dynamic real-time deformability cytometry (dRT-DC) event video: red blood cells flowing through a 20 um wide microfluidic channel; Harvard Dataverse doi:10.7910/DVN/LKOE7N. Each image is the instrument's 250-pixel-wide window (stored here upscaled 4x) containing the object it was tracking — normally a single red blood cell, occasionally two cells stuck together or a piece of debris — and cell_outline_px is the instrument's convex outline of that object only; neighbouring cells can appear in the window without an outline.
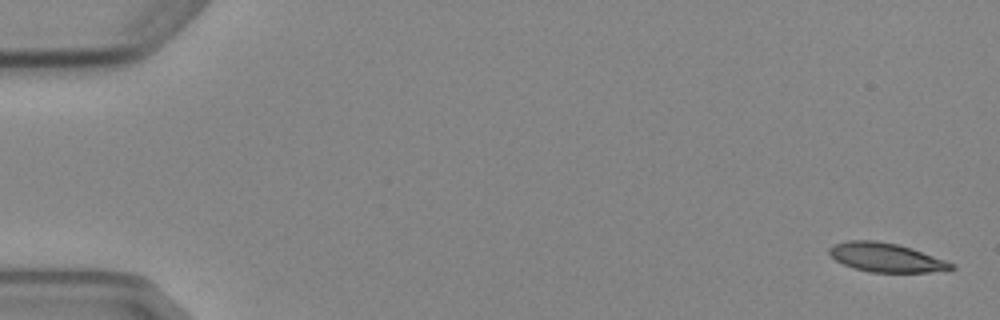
{"species": "Egyptian fruit bat (a non-hibernating species)", "species_latin": "Rousettus aegyptiacus", "temperature_condition": "cold", "stored_images_in_passage": 6, "camera_frame_rate_fps": 3000, "um_per_image_px": 0.085, "animal": {"sex": "female"}, "frame": {"image": 1, "passage_image": 1, "time_ms": 0.0, "image_size_px": [1000, 320], "cell_outline_px": [[956, 268], [948, 272], [868, 272], [844, 264], [836, 260], [828, 252], [828, 248], [832, 244], [848, 240], [876, 240], [896, 244], [912, 248], [956, 264]], "centroid_in_image_um": [75.37, 21.89], "position_along_channel_um": 9.6, "area_um2": 20.81}}
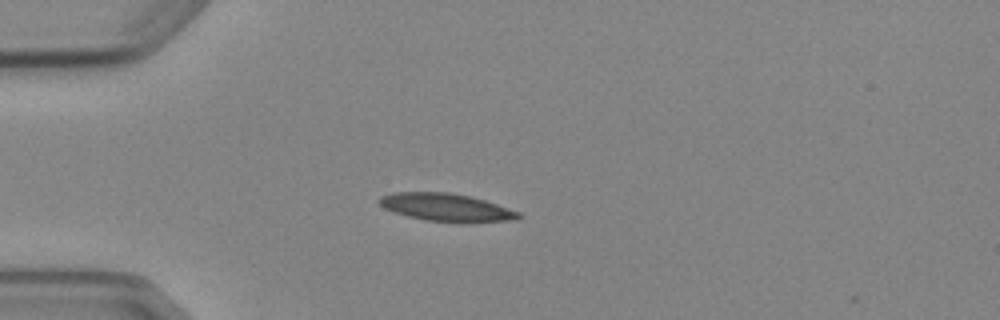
{"frame": {"image": 2, "passage_image": 5, "time_ms": 4.333, "image_size_px": [1000, 320], "cell_outline_px": [[524, 216], [516, 220], [464, 224], [460, 224], [424, 220], [408, 216], [384, 208], [376, 200], [380, 196], [392, 192], [448, 192], [468, 196], [484, 200], [520, 212]], "centroid_in_image_um": [37.97, 17.65], "position_along_channel_um": 47.0, "area_um2": 23.06}}